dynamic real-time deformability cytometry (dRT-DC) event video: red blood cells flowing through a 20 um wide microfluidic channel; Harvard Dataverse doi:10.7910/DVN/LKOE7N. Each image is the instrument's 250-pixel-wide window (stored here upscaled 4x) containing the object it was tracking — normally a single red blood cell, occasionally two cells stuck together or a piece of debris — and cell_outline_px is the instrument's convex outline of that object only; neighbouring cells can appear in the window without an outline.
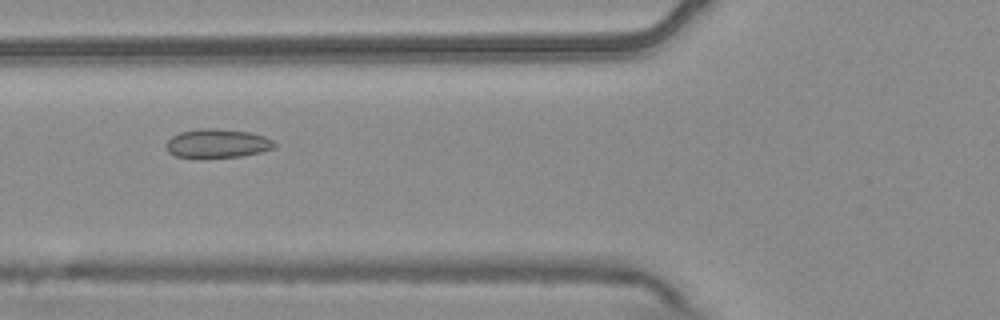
{"species": "common noctule bat (a hibernating species)", "species_latin": "Nyctalus noctula", "temperature_condition": "warm", "stored_images_in_passage": 5, "camera_frame_rate_fps": 3000, "um_per_image_px": 0.085, "animal": {"sex": "male", "body_mass_g": 20.4}, "frame": {"image": 1, "passage_image": 4, "time_ms": 1.0, "image_size_px": [1000, 320], "cell_outline_px": [[276, 148], [260, 152], [240, 156], [176, 156], [168, 152], [164, 148], [164, 144], [172, 136], [180, 132], [200, 128], [216, 128], [248, 132], [264, 136], [272, 140], [276, 144]], "centroid_in_image_um": [18.46, 12.16], "position_along_channel_um": 107.3, "area_um2": 17.92}}
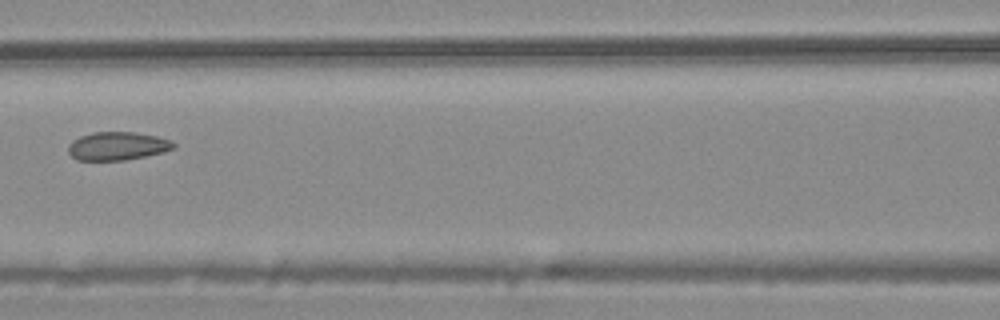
{"frame": {"image": 2, "passage_image": 5, "time_ms": 1.333, "image_size_px": [1000, 320], "cell_outline_px": [[176, 148], [164, 152], [124, 160], [76, 160], [68, 152], [68, 144], [72, 140], [80, 136], [92, 132], [136, 132], [156, 136], [172, 140], [176, 144]], "centroid_in_image_um": [9.99, 12.4], "position_along_channel_um": 156.6, "area_um2": 17.51}}